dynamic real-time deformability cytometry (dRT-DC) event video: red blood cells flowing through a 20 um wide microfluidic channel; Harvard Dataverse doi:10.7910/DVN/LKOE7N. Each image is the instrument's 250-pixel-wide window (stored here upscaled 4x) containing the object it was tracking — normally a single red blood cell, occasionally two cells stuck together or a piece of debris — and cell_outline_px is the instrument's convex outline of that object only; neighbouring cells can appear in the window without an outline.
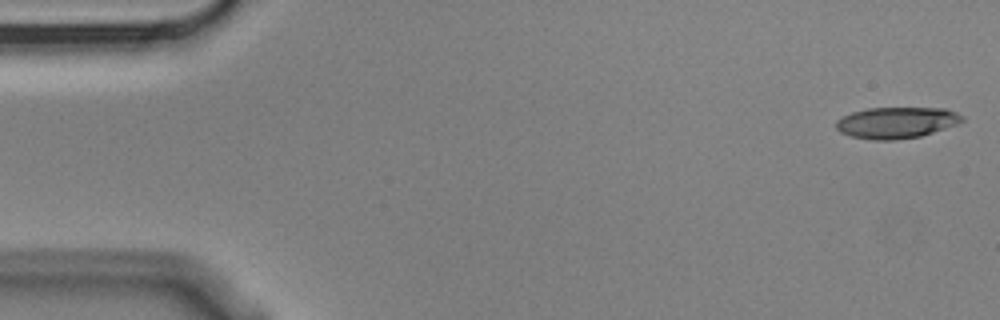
{"species": "Egyptian fruit bat (a non-hibernating species)", "species_latin": "Rousettus aegyptiacus", "temperature_condition": "cold", "stored_images_in_passage": 6, "camera_frame_rate_fps": 3000, "um_per_image_px": 0.085, "animal": {"sex": "male"}, "frame": {"image": 1, "passage_image": 1, "time_ms": 0.0, "image_size_px": [1000, 320], "cell_outline_px": [[964, 120], [956, 124], [920, 136], [896, 140], [872, 140], [852, 136], [840, 132], [836, 128], [836, 120], [852, 112], [868, 108], [944, 108], [956, 112], [964, 116]], "centroid_in_image_um": [76.19, 10.42], "position_along_channel_um": 8.8, "area_um2": 22.83}}
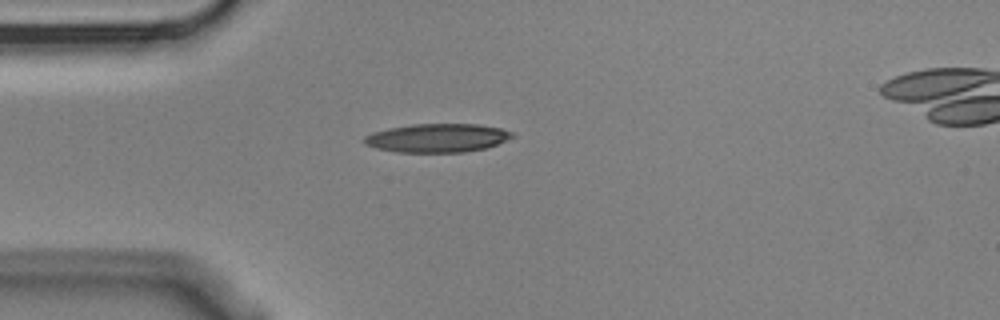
{"frame": {"image": 2, "passage_image": 4, "time_ms": 1.0, "image_size_px": [1000, 320], "cell_outline_px": [[516, 136], [496, 144], [484, 148], [464, 152], [396, 152], [376, 148], [364, 144], [364, 136], [372, 132], [388, 128], [412, 124], [476, 124], [500, 128], [512, 132]], "centroid_in_image_um": [37.14, 11.72], "position_along_channel_um": 47.9, "area_um2": 24.62}}
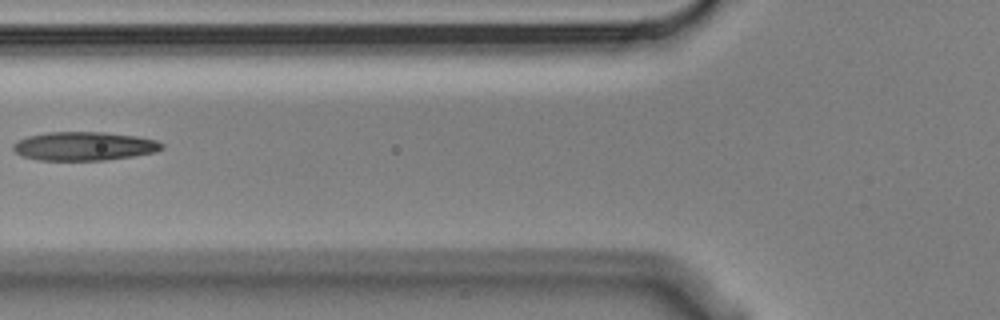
{"frame": {"image": 3, "passage_image": 6, "time_ms": 1.667, "image_size_px": [1000, 320], "cell_outline_px": [[164, 148], [156, 152], [132, 156], [104, 160], [40, 160], [20, 156], [12, 148], [12, 144], [16, 140], [28, 136], [48, 132], [104, 132], [136, 136], [156, 140], [164, 144]], "centroid_in_image_um": [7.13, 12.42], "position_along_channel_um": 118.7, "area_um2": 24.97}}